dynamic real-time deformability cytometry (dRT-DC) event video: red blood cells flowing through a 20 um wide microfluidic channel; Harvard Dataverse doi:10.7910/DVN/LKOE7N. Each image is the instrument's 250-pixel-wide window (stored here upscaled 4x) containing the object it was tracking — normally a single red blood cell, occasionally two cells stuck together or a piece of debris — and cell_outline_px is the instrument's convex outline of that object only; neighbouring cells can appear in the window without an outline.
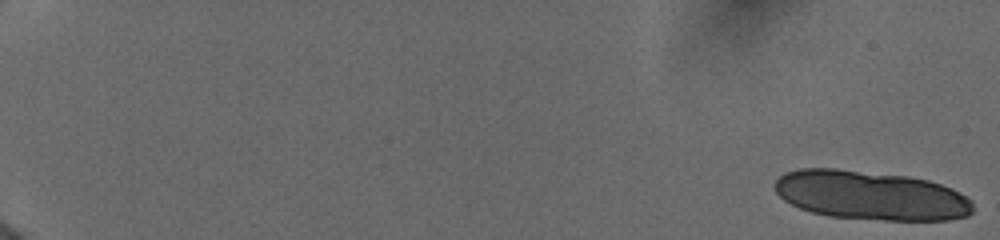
{"species": "human", "species_latin": "Homo sapiens", "temperature_condition": "cold", "stored_images_in_passage": 17, "camera_frame_rate_fps": 3000, "um_per_image_px": 0.085, "donor": {"sex": "female"}, "frame": {"image": 1, "passage_image": 1, "time_ms": 0.0, "image_size_px": [1000, 240], "cell_outline_px": [[972, 212], [968, 216], [948, 220], [884, 220], [828, 216], [812, 212], [800, 208], [784, 200], [776, 192], [772, 184], [784, 172], [800, 168], [836, 168], [908, 176], [928, 180], [952, 188], [960, 192], [972, 200]], "centroid_in_image_um": [74.0, 16.6], "position_along_channel_um": 11.0, "area_um2": 57.05}}